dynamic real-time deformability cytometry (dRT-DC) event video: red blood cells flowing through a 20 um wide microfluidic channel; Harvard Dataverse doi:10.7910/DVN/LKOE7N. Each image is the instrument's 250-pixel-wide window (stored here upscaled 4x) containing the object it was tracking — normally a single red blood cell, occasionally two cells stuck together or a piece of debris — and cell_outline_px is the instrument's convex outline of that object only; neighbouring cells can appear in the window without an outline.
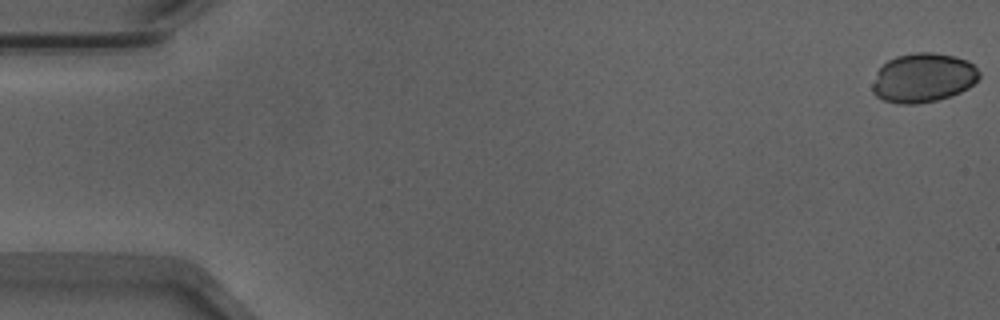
{"species": "Egyptian fruit bat (a non-hibernating species)", "species_latin": "Rousettus aegyptiacus", "temperature_condition": "warm", "stored_images_in_passage": 53, "camera_frame_rate_fps": 3000, "um_per_image_px": 0.085, "animal": {"sex": "male"}, "frame": {"image": 1, "passage_image": 1, "time_ms": 0.0, "image_size_px": [1000, 320], "cell_outline_px": [[980, 76], [968, 88], [960, 92], [936, 100], [916, 104], [896, 104], [884, 100], [876, 96], [872, 92], [872, 84], [876, 72], [888, 60], [896, 56], [912, 52], [932, 52], [952, 56], [968, 60], [980, 72]], "centroid_in_image_um": [78.44, 6.61], "position_along_channel_um": 6.6, "area_um2": 30.63}}
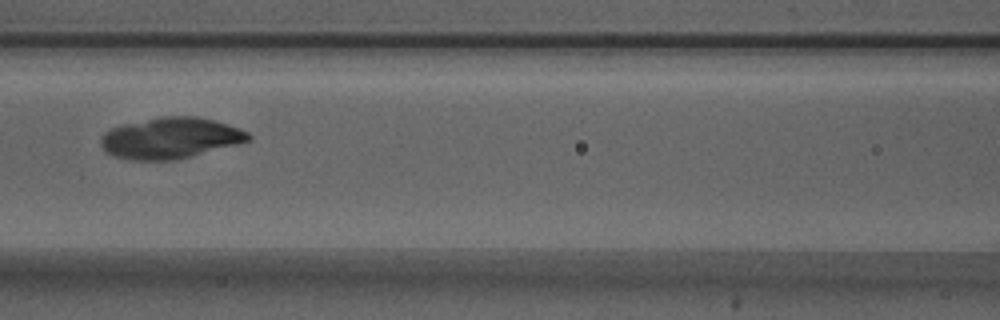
{"frame": {"image": 2, "passage_image": 24, "time_ms": 7.667, "image_size_px": [1000, 320], "cell_outline_px": [[252, 140], [240, 144], [176, 160], [132, 160], [116, 156], [108, 152], [100, 144], [100, 140], [104, 132], [112, 128], [124, 124], [160, 116], [196, 116], [216, 120], [228, 124], [248, 132], [252, 136]], "centroid_in_image_um": [14.54, 11.73], "position_along_channel_um": 152.1, "area_um2": 35.43}}
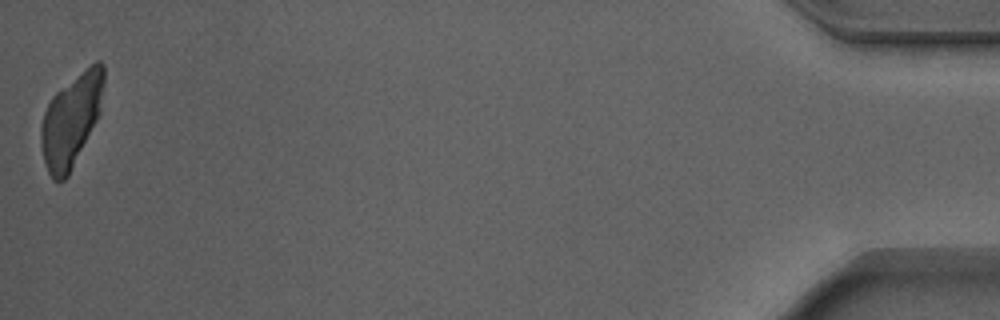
{"frame": {"image": 3, "passage_image": 53, "time_ms": 17.333, "image_size_px": [1000, 320], "cell_outline_px": [[104, 84], [100, 112], [68, 176], [64, 180], [52, 180], [48, 172], [44, 160], [40, 140], [40, 124], [44, 112], [52, 96], [56, 92], [96, 60], [100, 60], [104, 64]], "centroid_in_image_um": [6.04, 10.19], "position_along_channel_um": 429.2, "area_um2": 33.47}}